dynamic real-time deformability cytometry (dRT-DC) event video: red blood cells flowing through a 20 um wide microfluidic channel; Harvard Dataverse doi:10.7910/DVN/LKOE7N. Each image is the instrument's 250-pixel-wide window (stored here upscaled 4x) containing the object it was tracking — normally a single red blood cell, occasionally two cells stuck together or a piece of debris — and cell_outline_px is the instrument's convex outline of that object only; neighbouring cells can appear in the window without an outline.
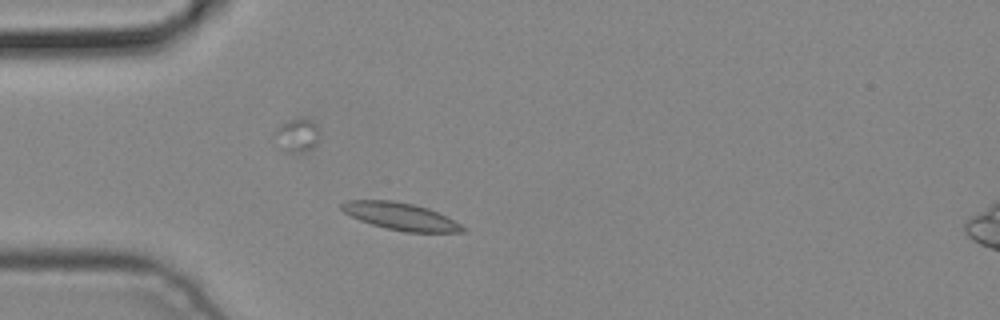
{"species": "common noctule bat (a hibernating species)", "species_latin": "Nyctalus noctula", "temperature_condition": "cold", "stored_images_in_passage": 1, "camera_frame_rate_fps": 3000, "um_per_image_px": 0.085, "animal": {"sex": "male", "body_mass_g": 19.2, "forearm_length_mm": 51.8}, "frame": {"image": 1, "passage_image": 1, "time_ms": 0.0, "image_size_px": [1000, 320], "cell_outline_px": [[468, 232], [404, 232], [372, 224], [360, 220], [344, 212], [340, 208], [340, 204], [348, 200], [392, 200], [412, 204], [428, 208], [468, 228]], "centroid_in_image_um": [34.06, 18.39], "position_along_channel_um": 50.9, "area_um2": 19.02}}